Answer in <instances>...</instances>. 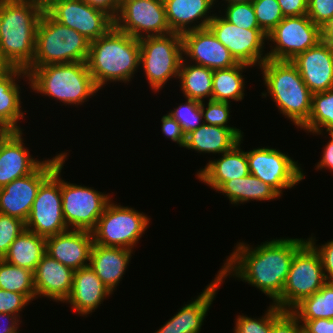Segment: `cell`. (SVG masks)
<instances>
[{"label": "cell", "mask_w": 333, "mask_h": 333, "mask_svg": "<svg viewBox=\"0 0 333 333\" xmlns=\"http://www.w3.org/2000/svg\"><path fill=\"white\" fill-rule=\"evenodd\" d=\"M306 238H271L256 247L237 242L217 275L225 282L235 278L259 289L274 303L282 294L294 254Z\"/></svg>", "instance_id": "obj_1"}, {"label": "cell", "mask_w": 333, "mask_h": 333, "mask_svg": "<svg viewBox=\"0 0 333 333\" xmlns=\"http://www.w3.org/2000/svg\"><path fill=\"white\" fill-rule=\"evenodd\" d=\"M86 63L99 90L110 83L128 85L139 69V39L113 27L106 35L90 42Z\"/></svg>", "instance_id": "obj_2"}, {"label": "cell", "mask_w": 333, "mask_h": 333, "mask_svg": "<svg viewBox=\"0 0 333 333\" xmlns=\"http://www.w3.org/2000/svg\"><path fill=\"white\" fill-rule=\"evenodd\" d=\"M44 10V0H2L0 47L13 67L26 70L32 64Z\"/></svg>", "instance_id": "obj_3"}, {"label": "cell", "mask_w": 333, "mask_h": 333, "mask_svg": "<svg viewBox=\"0 0 333 333\" xmlns=\"http://www.w3.org/2000/svg\"><path fill=\"white\" fill-rule=\"evenodd\" d=\"M258 69L262 72L266 87L260 96L271 98L280 114L296 128H301L310 116L313 93L304 83L297 67L291 61L267 59Z\"/></svg>", "instance_id": "obj_4"}, {"label": "cell", "mask_w": 333, "mask_h": 333, "mask_svg": "<svg viewBox=\"0 0 333 333\" xmlns=\"http://www.w3.org/2000/svg\"><path fill=\"white\" fill-rule=\"evenodd\" d=\"M25 71L31 92L51 97L64 106L78 107L100 92L86 62L50 64Z\"/></svg>", "instance_id": "obj_5"}, {"label": "cell", "mask_w": 333, "mask_h": 333, "mask_svg": "<svg viewBox=\"0 0 333 333\" xmlns=\"http://www.w3.org/2000/svg\"><path fill=\"white\" fill-rule=\"evenodd\" d=\"M89 47L90 41L87 38L60 24L44 10L36 30L34 59L27 69L86 62Z\"/></svg>", "instance_id": "obj_6"}, {"label": "cell", "mask_w": 333, "mask_h": 333, "mask_svg": "<svg viewBox=\"0 0 333 333\" xmlns=\"http://www.w3.org/2000/svg\"><path fill=\"white\" fill-rule=\"evenodd\" d=\"M139 43V70L143 69L152 93H159L168 81L178 79L183 60L181 34L147 36L140 38Z\"/></svg>", "instance_id": "obj_7"}, {"label": "cell", "mask_w": 333, "mask_h": 333, "mask_svg": "<svg viewBox=\"0 0 333 333\" xmlns=\"http://www.w3.org/2000/svg\"><path fill=\"white\" fill-rule=\"evenodd\" d=\"M116 203L112 199L99 217L92 231L93 242L97 245L123 247L134 251V247L149 228L151 218L134 207Z\"/></svg>", "instance_id": "obj_8"}, {"label": "cell", "mask_w": 333, "mask_h": 333, "mask_svg": "<svg viewBox=\"0 0 333 333\" xmlns=\"http://www.w3.org/2000/svg\"><path fill=\"white\" fill-rule=\"evenodd\" d=\"M326 282L319 254L306 242L294 254L283 292L273 304L283 311H290L302 299L319 291Z\"/></svg>", "instance_id": "obj_9"}, {"label": "cell", "mask_w": 333, "mask_h": 333, "mask_svg": "<svg viewBox=\"0 0 333 333\" xmlns=\"http://www.w3.org/2000/svg\"><path fill=\"white\" fill-rule=\"evenodd\" d=\"M66 160L67 158L55 168L54 172L39 187L28 219L25 222L26 230L44 238L69 230L63 216L61 195V173Z\"/></svg>", "instance_id": "obj_10"}, {"label": "cell", "mask_w": 333, "mask_h": 333, "mask_svg": "<svg viewBox=\"0 0 333 333\" xmlns=\"http://www.w3.org/2000/svg\"><path fill=\"white\" fill-rule=\"evenodd\" d=\"M323 38L324 31L307 15L284 17L267 34V44L270 45L268 59L291 61L298 54L314 47Z\"/></svg>", "instance_id": "obj_11"}, {"label": "cell", "mask_w": 333, "mask_h": 333, "mask_svg": "<svg viewBox=\"0 0 333 333\" xmlns=\"http://www.w3.org/2000/svg\"><path fill=\"white\" fill-rule=\"evenodd\" d=\"M246 156L249 173L270 185L281 196L286 189L296 187L305 179L302 164L277 148L257 147L246 151Z\"/></svg>", "instance_id": "obj_12"}, {"label": "cell", "mask_w": 333, "mask_h": 333, "mask_svg": "<svg viewBox=\"0 0 333 333\" xmlns=\"http://www.w3.org/2000/svg\"><path fill=\"white\" fill-rule=\"evenodd\" d=\"M70 183L61 177L63 216L68 229L92 232L113 194Z\"/></svg>", "instance_id": "obj_13"}, {"label": "cell", "mask_w": 333, "mask_h": 333, "mask_svg": "<svg viewBox=\"0 0 333 333\" xmlns=\"http://www.w3.org/2000/svg\"><path fill=\"white\" fill-rule=\"evenodd\" d=\"M67 151H61L58 154L56 152L55 157L46 158L33 173L17 178L0 188V213L26 222L39 187L68 157Z\"/></svg>", "instance_id": "obj_14"}, {"label": "cell", "mask_w": 333, "mask_h": 333, "mask_svg": "<svg viewBox=\"0 0 333 333\" xmlns=\"http://www.w3.org/2000/svg\"><path fill=\"white\" fill-rule=\"evenodd\" d=\"M114 27L137 39L173 33L163 0H121Z\"/></svg>", "instance_id": "obj_15"}, {"label": "cell", "mask_w": 333, "mask_h": 333, "mask_svg": "<svg viewBox=\"0 0 333 333\" xmlns=\"http://www.w3.org/2000/svg\"><path fill=\"white\" fill-rule=\"evenodd\" d=\"M45 11L57 22L76 30L90 42L106 35L114 19L83 0H44Z\"/></svg>", "instance_id": "obj_16"}, {"label": "cell", "mask_w": 333, "mask_h": 333, "mask_svg": "<svg viewBox=\"0 0 333 333\" xmlns=\"http://www.w3.org/2000/svg\"><path fill=\"white\" fill-rule=\"evenodd\" d=\"M208 28L238 63L259 68L268 59L266 52L269 50H264L267 35L261 29L240 28L225 20L217 12L208 23Z\"/></svg>", "instance_id": "obj_17"}, {"label": "cell", "mask_w": 333, "mask_h": 333, "mask_svg": "<svg viewBox=\"0 0 333 333\" xmlns=\"http://www.w3.org/2000/svg\"><path fill=\"white\" fill-rule=\"evenodd\" d=\"M183 59L214 70L238 64L230 51L206 27L181 34Z\"/></svg>", "instance_id": "obj_18"}, {"label": "cell", "mask_w": 333, "mask_h": 333, "mask_svg": "<svg viewBox=\"0 0 333 333\" xmlns=\"http://www.w3.org/2000/svg\"><path fill=\"white\" fill-rule=\"evenodd\" d=\"M291 62L313 94L333 89V45L325 37Z\"/></svg>", "instance_id": "obj_19"}, {"label": "cell", "mask_w": 333, "mask_h": 333, "mask_svg": "<svg viewBox=\"0 0 333 333\" xmlns=\"http://www.w3.org/2000/svg\"><path fill=\"white\" fill-rule=\"evenodd\" d=\"M223 280L216 274L201 294L191 298L178 312L153 333H200Z\"/></svg>", "instance_id": "obj_20"}, {"label": "cell", "mask_w": 333, "mask_h": 333, "mask_svg": "<svg viewBox=\"0 0 333 333\" xmlns=\"http://www.w3.org/2000/svg\"><path fill=\"white\" fill-rule=\"evenodd\" d=\"M23 135L12 131L0 144V188L33 173L45 161L30 154Z\"/></svg>", "instance_id": "obj_21"}, {"label": "cell", "mask_w": 333, "mask_h": 333, "mask_svg": "<svg viewBox=\"0 0 333 333\" xmlns=\"http://www.w3.org/2000/svg\"><path fill=\"white\" fill-rule=\"evenodd\" d=\"M93 243L92 232L69 229L46 238V253L76 271L90 265Z\"/></svg>", "instance_id": "obj_22"}, {"label": "cell", "mask_w": 333, "mask_h": 333, "mask_svg": "<svg viewBox=\"0 0 333 333\" xmlns=\"http://www.w3.org/2000/svg\"><path fill=\"white\" fill-rule=\"evenodd\" d=\"M112 294L89 265L74 271L72 289L64 303L81 317H88Z\"/></svg>", "instance_id": "obj_23"}, {"label": "cell", "mask_w": 333, "mask_h": 333, "mask_svg": "<svg viewBox=\"0 0 333 333\" xmlns=\"http://www.w3.org/2000/svg\"><path fill=\"white\" fill-rule=\"evenodd\" d=\"M73 273L71 268L45 253L33 272L36 300L43 297L64 303L72 289Z\"/></svg>", "instance_id": "obj_24"}, {"label": "cell", "mask_w": 333, "mask_h": 333, "mask_svg": "<svg viewBox=\"0 0 333 333\" xmlns=\"http://www.w3.org/2000/svg\"><path fill=\"white\" fill-rule=\"evenodd\" d=\"M169 27L173 33L208 27L215 15V0H163ZM212 9V10H211ZM211 12H213L211 14Z\"/></svg>", "instance_id": "obj_25"}, {"label": "cell", "mask_w": 333, "mask_h": 333, "mask_svg": "<svg viewBox=\"0 0 333 333\" xmlns=\"http://www.w3.org/2000/svg\"><path fill=\"white\" fill-rule=\"evenodd\" d=\"M242 141L243 137L231 150L221 154V157L209 159L204 168L197 170L195 177L215 191L228 180L250 174L246 151L241 148Z\"/></svg>", "instance_id": "obj_26"}, {"label": "cell", "mask_w": 333, "mask_h": 333, "mask_svg": "<svg viewBox=\"0 0 333 333\" xmlns=\"http://www.w3.org/2000/svg\"><path fill=\"white\" fill-rule=\"evenodd\" d=\"M133 252L135 253V251L123 247L102 246L93 243L90 267L113 294L129 267Z\"/></svg>", "instance_id": "obj_27"}, {"label": "cell", "mask_w": 333, "mask_h": 333, "mask_svg": "<svg viewBox=\"0 0 333 333\" xmlns=\"http://www.w3.org/2000/svg\"><path fill=\"white\" fill-rule=\"evenodd\" d=\"M21 79H27L25 82L29 85L28 74L21 68L0 74V126L10 131H24L19 123L20 120H24L27 112L23 111L24 108L21 106L22 84H18Z\"/></svg>", "instance_id": "obj_28"}, {"label": "cell", "mask_w": 333, "mask_h": 333, "mask_svg": "<svg viewBox=\"0 0 333 333\" xmlns=\"http://www.w3.org/2000/svg\"><path fill=\"white\" fill-rule=\"evenodd\" d=\"M242 137L244 132L239 128H224L204 123L186 135L184 148L216 156L231 150Z\"/></svg>", "instance_id": "obj_29"}, {"label": "cell", "mask_w": 333, "mask_h": 333, "mask_svg": "<svg viewBox=\"0 0 333 333\" xmlns=\"http://www.w3.org/2000/svg\"><path fill=\"white\" fill-rule=\"evenodd\" d=\"M218 191V192H217ZM222 193L233 206L251 201H272L282 197L274 188L264 183L252 174L245 177L228 180L217 190Z\"/></svg>", "instance_id": "obj_30"}, {"label": "cell", "mask_w": 333, "mask_h": 333, "mask_svg": "<svg viewBox=\"0 0 333 333\" xmlns=\"http://www.w3.org/2000/svg\"><path fill=\"white\" fill-rule=\"evenodd\" d=\"M46 253V238L24 230L11 244L3 260L34 272Z\"/></svg>", "instance_id": "obj_31"}, {"label": "cell", "mask_w": 333, "mask_h": 333, "mask_svg": "<svg viewBox=\"0 0 333 333\" xmlns=\"http://www.w3.org/2000/svg\"><path fill=\"white\" fill-rule=\"evenodd\" d=\"M249 68H252V66L238 63L233 67L214 70L212 100L228 103L242 101L246 91V77H244L243 72L244 70L246 72Z\"/></svg>", "instance_id": "obj_32"}, {"label": "cell", "mask_w": 333, "mask_h": 333, "mask_svg": "<svg viewBox=\"0 0 333 333\" xmlns=\"http://www.w3.org/2000/svg\"><path fill=\"white\" fill-rule=\"evenodd\" d=\"M178 80L184 98L200 102L212 99V69L192 64L183 59Z\"/></svg>", "instance_id": "obj_33"}, {"label": "cell", "mask_w": 333, "mask_h": 333, "mask_svg": "<svg viewBox=\"0 0 333 333\" xmlns=\"http://www.w3.org/2000/svg\"><path fill=\"white\" fill-rule=\"evenodd\" d=\"M290 312L298 320L333 319V281L309 297L302 299Z\"/></svg>", "instance_id": "obj_34"}, {"label": "cell", "mask_w": 333, "mask_h": 333, "mask_svg": "<svg viewBox=\"0 0 333 333\" xmlns=\"http://www.w3.org/2000/svg\"><path fill=\"white\" fill-rule=\"evenodd\" d=\"M0 289L23 294L31 303L36 299L33 272L3 259H0Z\"/></svg>", "instance_id": "obj_35"}, {"label": "cell", "mask_w": 333, "mask_h": 333, "mask_svg": "<svg viewBox=\"0 0 333 333\" xmlns=\"http://www.w3.org/2000/svg\"><path fill=\"white\" fill-rule=\"evenodd\" d=\"M300 129L310 134L324 131L333 132V89L312 95L310 116Z\"/></svg>", "instance_id": "obj_36"}, {"label": "cell", "mask_w": 333, "mask_h": 333, "mask_svg": "<svg viewBox=\"0 0 333 333\" xmlns=\"http://www.w3.org/2000/svg\"><path fill=\"white\" fill-rule=\"evenodd\" d=\"M267 310L260 318L247 315H237L233 333H271L272 321L283 311L275 304L270 302Z\"/></svg>", "instance_id": "obj_37"}, {"label": "cell", "mask_w": 333, "mask_h": 333, "mask_svg": "<svg viewBox=\"0 0 333 333\" xmlns=\"http://www.w3.org/2000/svg\"><path fill=\"white\" fill-rule=\"evenodd\" d=\"M184 103L171 109L169 113L182 127L185 135L200 127L203 122L201 102L185 98Z\"/></svg>", "instance_id": "obj_38"}, {"label": "cell", "mask_w": 333, "mask_h": 333, "mask_svg": "<svg viewBox=\"0 0 333 333\" xmlns=\"http://www.w3.org/2000/svg\"><path fill=\"white\" fill-rule=\"evenodd\" d=\"M221 6L224 7H219L222 11L218 10V13L231 24L244 29H260L252 2L233 4L222 3Z\"/></svg>", "instance_id": "obj_39"}, {"label": "cell", "mask_w": 333, "mask_h": 333, "mask_svg": "<svg viewBox=\"0 0 333 333\" xmlns=\"http://www.w3.org/2000/svg\"><path fill=\"white\" fill-rule=\"evenodd\" d=\"M252 4L258 25L266 35L284 18L278 0H253Z\"/></svg>", "instance_id": "obj_40"}, {"label": "cell", "mask_w": 333, "mask_h": 333, "mask_svg": "<svg viewBox=\"0 0 333 333\" xmlns=\"http://www.w3.org/2000/svg\"><path fill=\"white\" fill-rule=\"evenodd\" d=\"M206 103V104H205ZM231 103L215 100L201 101L203 122L208 125L221 126L224 128H237L230 126Z\"/></svg>", "instance_id": "obj_41"}, {"label": "cell", "mask_w": 333, "mask_h": 333, "mask_svg": "<svg viewBox=\"0 0 333 333\" xmlns=\"http://www.w3.org/2000/svg\"><path fill=\"white\" fill-rule=\"evenodd\" d=\"M25 229L24 221L0 213V259L4 258L13 241Z\"/></svg>", "instance_id": "obj_42"}, {"label": "cell", "mask_w": 333, "mask_h": 333, "mask_svg": "<svg viewBox=\"0 0 333 333\" xmlns=\"http://www.w3.org/2000/svg\"><path fill=\"white\" fill-rule=\"evenodd\" d=\"M307 16L324 31L333 23V0H308Z\"/></svg>", "instance_id": "obj_43"}, {"label": "cell", "mask_w": 333, "mask_h": 333, "mask_svg": "<svg viewBox=\"0 0 333 333\" xmlns=\"http://www.w3.org/2000/svg\"><path fill=\"white\" fill-rule=\"evenodd\" d=\"M30 303L23 294L0 289V313L16 315L21 319V312Z\"/></svg>", "instance_id": "obj_44"}, {"label": "cell", "mask_w": 333, "mask_h": 333, "mask_svg": "<svg viewBox=\"0 0 333 333\" xmlns=\"http://www.w3.org/2000/svg\"><path fill=\"white\" fill-rule=\"evenodd\" d=\"M313 234L306 240L319 254L326 280L333 281V239L318 245L316 244L318 240Z\"/></svg>", "instance_id": "obj_45"}, {"label": "cell", "mask_w": 333, "mask_h": 333, "mask_svg": "<svg viewBox=\"0 0 333 333\" xmlns=\"http://www.w3.org/2000/svg\"><path fill=\"white\" fill-rule=\"evenodd\" d=\"M271 333H303V328L290 311H282L272 321Z\"/></svg>", "instance_id": "obj_46"}, {"label": "cell", "mask_w": 333, "mask_h": 333, "mask_svg": "<svg viewBox=\"0 0 333 333\" xmlns=\"http://www.w3.org/2000/svg\"><path fill=\"white\" fill-rule=\"evenodd\" d=\"M161 130L165 138H169L181 148L184 147L186 135L181 125L169 114H164L161 118Z\"/></svg>", "instance_id": "obj_47"}, {"label": "cell", "mask_w": 333, "mask_h": 333, "mask_svg": "<svg viewBox=\"0 0 333 333\" xmlns=\"http://www.w3.org/2000/svg\"><path fill=\"white\" fill-rule=\"evenodd\" d=\"M323 133H324V135H326V136H324L326 139L328 138V136H329V140H328V142L326 143V145H324L323 146V154H322V156L320 157V160H319V162H317L316 164H315V170H330V172L331 173H333V132H314V133H312V134H310V135H315V136H317V135H322L323 136ZM317 134V135H316Z\"/></svg>", "instance_id": "obj_48"}, {"label": "cell", "mask_w": 333, "mask_h": 333, "mask_svg": "<svg viewBox=\"0 0 333 333\" xmlns=\"http://www.w3.org/2000/svg\"><path fill=\"white\" fill-rule=\"evenodd\" d=\"M284 17L307 15L308 0H278Z\"/></svg>", "instance_id": "obj_49"}, {"label": "cell", "mask_w": 333, "mask_h": 333, "mask_svg": "<svg viewBox=\"0 0 333 333\" xmlns=\"http://www.w3.org/2000/svg\"><path fill=\"white\" fill-rule=\"evenodd\" d=\"M303 333H333V319L298 320Z\"/></svg>", "instance_id": "obj_50"}, {"label": "cell", "mask_w": 333, "mask_h": 333, "mask_svg": "<svg viewBox=\"0 0 333 333\" xmlns=\"http://www.w3.org/2000/svg\"><path fill=\"white\" fill-rule=\"evenodd\" d=\"M90 6L102 10L108 15H110L113 19L116 18L121 0H83Z\"/></svg>", "instance_id": "obj_51"}, {"label": "cell", "mask_w": 333, "mask_h": 333, "mask_svg": "<svg viewBox=\"0 0 333 333\" xmlns=\"http://www.w3.org/2000/svg\"><path fill=\"white\" fill-rule=\"evenodd\" d=\"M22 319L16 315L0 313V333H20Z\"/></svg>", "instance_id": "obj_52"}, {"label": "cell", "mask_w": 333, "mask_h": 333, "mask_svg": "<svg viewBox=\"0 0 333 333\" xmlns=\"http://www.w3.org/2000/svg\"><path fill=\"white\" fill-rule=\"evenodd\" d=\"M15 69L10 62L5 58L3 55V52L0 47V74L1 73H6V72H11Z\"/></svg>", "instance_id": "obj_53"}, {"label": "cell", "mask_w": 333, "mask_h": 333, "mask_svg": "<svg viewBox=\"0 0 333 333\" xmlns=\"http://www.w3.org/2000/svg\"><path fill=\"white\" fill-rule=\"evenodd\" d=\"M324 37L333 45V23L324 30Z\"/></svg>", "instance_id": "obj_54"}, {"label": "cell", "mask_w": 333, "mask_h": 333, "mask_svg": "<svg viewBox=\"0 0 333 333\" xmlns=\"http://www.w3.org/2000/svg\"><path fill=\"white\" fill-rule=\"evenodd\" d=\"M253 0H221L219 2V0H215V4H216V8L219 7V4H221L222 2H224L225 4H233V3H249L252 2ZM217 2L218 5H217Z\"/></svg>", "instance_id": "obj_55"}, {"label": "cell", "mask_w": 333, "mask_h": 333, "mask_svg": "<svg viewBox=\"0 0 333 333\" xmlns=\"http://www.w3.org/2000/svg\"><path fill=\"white\" fill-rule=\"evenodd\" d=\"M9 129L0 126V144L11 133Z\"/></svg>", "instance_id": "obj_56"}, {"label": "cell", "mask_w": 333, "mask_h": 333, "mask_svg": "<svg viewBox=\"0 0 333 333\" xmlns=\"http://www.w3.org/2000/svg\"><path fill=\"white\" fill-rule=\"evenodd\" d=\"M2 23V0H0V27Z\"/></svg>", "instance_id": "obj_57"}]
</instances>
